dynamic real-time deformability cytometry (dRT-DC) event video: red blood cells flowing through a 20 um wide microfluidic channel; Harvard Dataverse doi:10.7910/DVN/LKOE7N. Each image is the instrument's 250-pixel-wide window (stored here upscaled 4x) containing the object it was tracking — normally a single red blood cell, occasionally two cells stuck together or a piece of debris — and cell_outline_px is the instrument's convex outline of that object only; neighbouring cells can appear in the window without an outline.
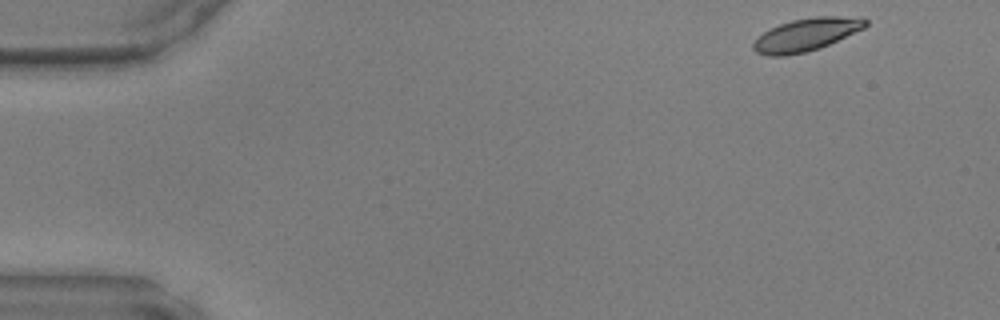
{"species": "common noctule bat (a hibernating species)", "species_latin": "Nyctalus noctula", "temperature_condition": "warm", "stored_images_in_passage": 45, "camera_frame_rate_fps": 3000, "um_per_image_px": 0.085, "animal": {"sex": "male", "body_mass_g": 17.9, "forearm_length_mm": 54.2}, "frame": {"image": 1, "passage_image": 1, "time_ms": 0.0, "image_size_px": [1000, 320], "cell_outline_px": [[868, 24], [864, 28], [820, 48], [804, 52], [784, 56], [768, 56], [756, 52], [752, 48], [752, 44], [764, 32], [780, 24], [792, 20], [816, 16], [860, 16], [868, 20]], "centroid_in_image_um": [68.57, 2.93], "position_along_channel_um": 16.4, "area_um2": 21.33}}
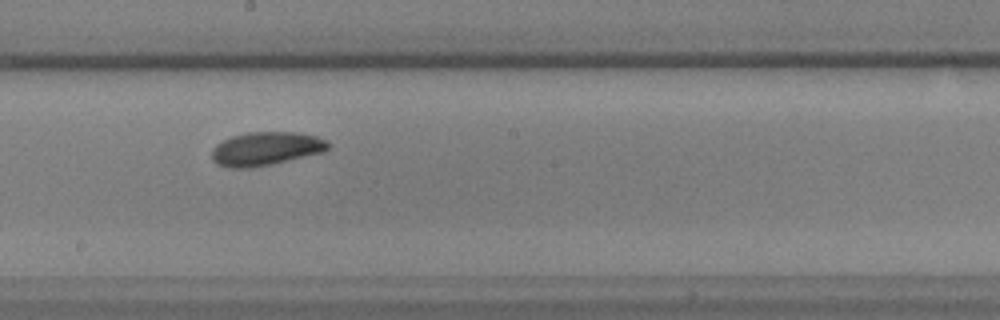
{"frame": {"image": 2, "passage_image": 24, "time_ms": 7.667, "image_size_px": [1000, 320], "cell_outline_px": [[328, 148], [324, 152], [272, 164], [252, 168], [228, 168], [216, 164], [212, 160], [212, 148], [216, 144], [232, 136], [248, 132], [296, 132], [316, 136], [328, 140]], "centroid_in_image_um": [22.58, 12.65], "position_along_channel_um": 225.6, "area_um2": 22.89}}
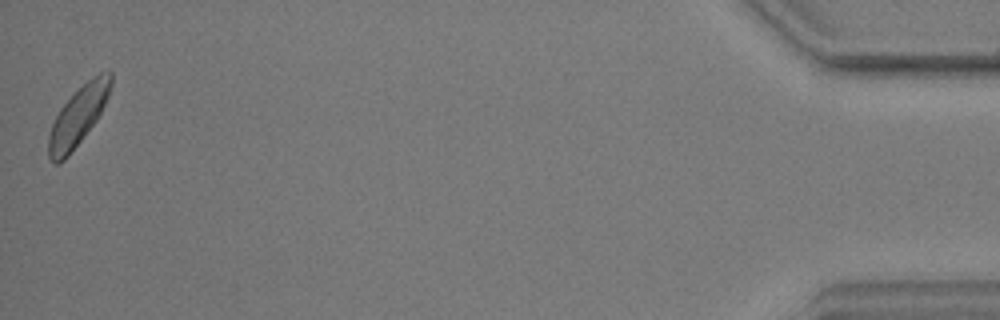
{"frame": {"image": 3, "passage_image": 45, "time_ms": 14.667, "image_size_px": [1000, 320], "cell_outline_px": [[112, 88], [96, 120], [68, 156], [60, 164], [52, 164], [48, 156], [48, 136], [52, 124], [60, 108], [92, 76], [100, 72], [112, 72]], "centroid_in_image_um": [6.62, 9.9], "position_along_channel_um": 428.6, "area_um2": 21.04}}